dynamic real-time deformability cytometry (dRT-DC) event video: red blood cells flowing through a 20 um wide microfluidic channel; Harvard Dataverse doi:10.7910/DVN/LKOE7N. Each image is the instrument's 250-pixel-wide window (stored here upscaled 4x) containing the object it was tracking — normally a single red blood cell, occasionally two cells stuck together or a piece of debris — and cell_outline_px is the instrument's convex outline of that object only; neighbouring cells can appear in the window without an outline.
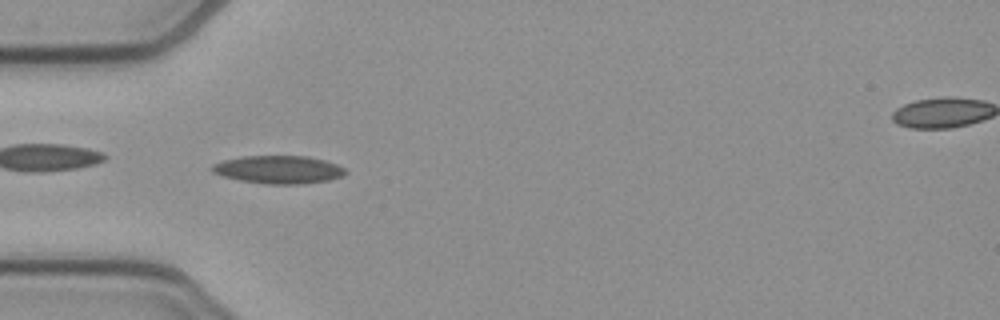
{"species": "common noctule bat (a hibernating species)", "species_latin": "Nyctalus noctula", "temperature_condition": "cold", "stored_images_in_passage": 26, "camera_frame_rate_fps": 3000, "um_per_image_px": 0.085, "animal": {"sex": "female", "body_mass_g": 21.9}, "frame": {"image": 1, "passage_image": 5, "time_ms": 1.333, "image_size_px": [1000, 320], "cell_outline_px": [[348, 172], [344, 176], [328, 180], [300, 184], [264, 184], [240, 180], [224, 176], [212, 172], [208, 168], [212, 164], [224, 160], [240, 156], [308, 156], [324, 160], [336, 164], [344, 168]], "centroid_in_image_um": [23.66, 14.41], "position_along_channel_um": 61.3, "area_um2": 21.85}}
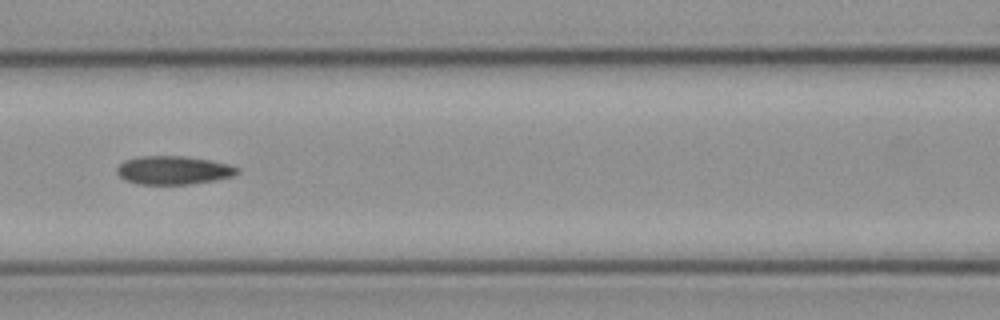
{"frame": {"image": 2, "passage_image": 12, "time_ms": 3.667, "image_size_px": [1000, 320], "cell_outline_px": [[240, 172], [232, 176], [216, 180], [188, 184], [136, 184], [124, 180], [116, 172], [116, 168], [124, 160], [140, 156], [184, 156], [208, 160], [228, 164], [240, 168]], "centroid_in_image_um": [14.72, 14.47], "position_along_channel_um": 151.9, "area_um2": 20.0}}
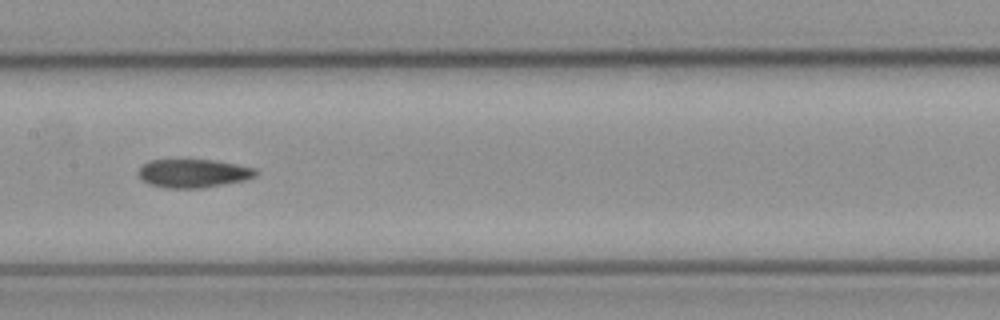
{"frame": {"image": 3, "passage_image": 15, "time_ms": 4.667, "image_size_px": [1000, 320], "cell_outline_px": [[260, 172], [256, 176], [244, 180], [204, 188], [164, 188], [148, 184], [136, 172], [148, 160], [212, 160], [236, 164], [256, 168]], "centroid_in_image_um": [16.45, 14.74], "position_along_channel_um": 191.0, "area_um2": 19.54}}